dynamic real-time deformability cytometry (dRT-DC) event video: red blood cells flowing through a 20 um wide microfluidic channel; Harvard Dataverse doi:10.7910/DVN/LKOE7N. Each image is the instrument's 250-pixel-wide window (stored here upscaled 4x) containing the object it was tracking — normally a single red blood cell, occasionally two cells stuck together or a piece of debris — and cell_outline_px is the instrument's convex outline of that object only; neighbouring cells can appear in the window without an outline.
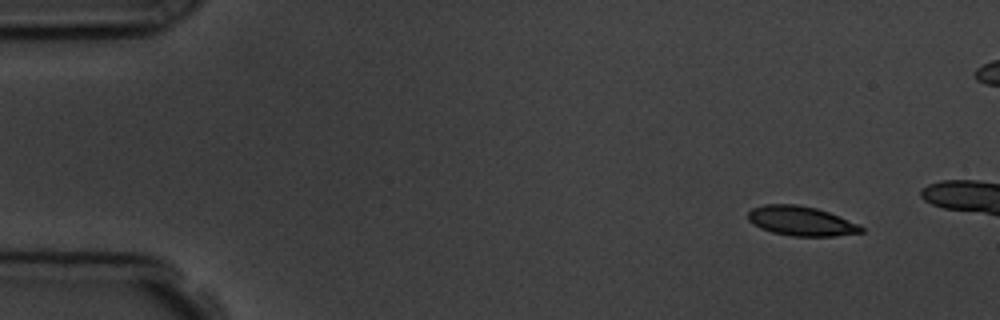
{"species": "common noctule bat (a hibernating species)", "species_latin": "Nyctalus noctula", "temperature_condition": "room temperature", "stored_images_in_passage": 3, "camera_frame_rate_fps": 3000, "um_per_image_px": 0.085, "animal": {"sex": "male", "body_mass_g": 19.5, "forearm_length_mm": 54.6}, "frame": {"image": 1, "passage_image": 1, "time_ms": 0.0, "image_size_px": [1000, 320], "cell_outline_px": [[864, 232], [836, 236], [792, 236], [772, 232], [760, 228], [752, 224], [748, 220], [748, 212], [752, 208], [764, 204], [796, 204], [816, 208], [828, 212], [860, 224], [864, 228]], "centroid_in_image_um": [68.09, 18.79], "position_along_channel_um": 16.9, "area_um2": 19.59}}